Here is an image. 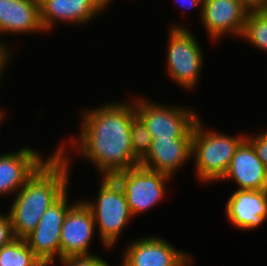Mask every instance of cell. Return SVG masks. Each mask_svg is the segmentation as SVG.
I'll list each match as a JSON object with an SVG mask.
<instances>
[{"mask_svg": "<svg viewBox=\"0 0 267 266\" xmlns=\"http://www.w3.org/2000/svg\"><path fill=\"white\" fill-rule=\"evenodd\" d=\"M65 144L28 179L16 193L9 214L15 238L24 239L38 225L48 207L66 191L69 182V158Z\"/></svg>", "mask_w": 267, "mask_h": 266, "instance_id": "7a4b0ae2", "label": "cell"}, {"mask_svg": "<svg viewBox=\"0 0 267 266\" xmlns=\"http://www.w3.org/2000/svg\"><path fill=\"white\" fill-rule=\"evenodd\" d=\"M96 226L91 209L84 201L75 202L68 210L61 229V259L75 255H90L89 247Z\"/></svg>", "mask_w": 267, "mask_h": 266, "instance_id": "30bf717a", "label": "cell"}, {"mask_svg": "<svg viewBox=\"0 0 267 266\" xmlns=\"http://www.w3.org/2000/svg\"><path fill=\"white\" fill-rule=\"evenodd\" d=\"M113 178L122 187L133 217L158 204L166 194V183L171 180L166 174L140 165L121 171Z\"/></svg>", "mask_w": 267, "mask_h": 266, "instance_id": "52a82bcc", "label": "cell"}, {"mask_svg": "<svg viewBox=\"0 0 267 266\" xmlns=\"http://www.w3.org/2000/svg\"><path fill=\"white\" fill-rule=\"evenodd\" d=\"M121 266H190L192 258L160 237L132 240Z\"/></svg>", "mask_w": 267, "mask_h": 266, "instance_id": "9c48e42d", "label": "cell"}, {"mask_svg": "<svg viewBox=\"0 0 267 266\" xmlns=\"http://www.w3.org/2000/svg\"><path fill=\"white\" fill-rule=\"evenodd\" d=\"M234 179L238 190L267 189V168L245 139L236 149L223 180Z\"/></svg>", "mask_w": 267, "mask_h": 266, "instance_id": "9a60e30c", "label": "cell"}, {"mask_svg": "<svg viewBox=\"0 0 267 266\" xmlns=\"http://www.w3.org/2000/svg\"><path fill=\"white\" fill-rule=\"evenodd\" d=\"M102 178L97 203L84 202L92 211L102 244L109 249L117 243L120 233L133 216L119 183L113 177Z\"/></svg>", "mask_w": 267, "mask_h": 266, "instance_id": "277c9868", "label": "cell"}, {"mask_svg": "<svg viewBox=\"0 0 267 266\" xmlns=\"http://www.w3.org/2000/svg\"><path fill=\"white\" fill-rule=\"evenodd\" d=\"M246 140L253 146L257 157L267 168V131L254 136L246 135Z\"/></svg>", "mask_w": 267, "mask_h": 266, "instance_id": "7402d4cb", "label": "cell"}, {"mask_svg": "<svg viewBox=\"0 0 267 266\" xmlns=\"http://www.w3.org/2000/svg\"><path fill=\"white\" fill-rule=\"evenodd\" d=\"M67 195L66 191L48 207L37 227L24 238L45 266L53 264L57 256L59 261L61 260V229L68 210L73 206L68 204Z\"/></svg>", "mask_w": 267, "mask_h": 266, "instance_id": "ba28073f", "label": "cell"}, {"mask_svg": "<svg viewBox=\"0 0 267 266\" xmlns=\"http://www.w3.org/2000/svg\"><path fill=\"white\" fill-rule=\"evenodd\" d=\"M3 113H4V110H0V122L2 121V117H3Z\"/></svg>", "mask_w": 267, "mask_h": 266, "instance_id": "83f0119b", "label": "cell"}, {"mask_svg": "<svg viewBox=\"0 0 267 266\" xmlns=\"http://www.w3.org/2000/svg\"><path fill=\"white\" fill-rule=\"evenodd\" d=\"M45 31L39 0H0V34Z\"/></svg>", "mask_w": 267, "mask_h": 266, "instance_id": "e0dca14e", "label": "cell"}, {"mask_svg": "<svg viewBox=\"0 0 267 266\" xmlns=\"http://www.w3.org/2000/svg\"><path fill=\"white\" fill-rule=\"evenodd\" d=\"M60 261L65 266H111L103 258L95 254L68 256Z\"/></svg>", "mask_w": 267, "mask_h": 266, "instance_id": "44dd1931", "label": "cell"}, {"mask_svg": "<svg viewBox=\"0 0 267 266\" xmlns=\"http://www.w3.org/2000/svg\"><path fill=\"white\" fill-rule=\"evenodd\" d=\"M9 50L10 49L7 47V45H5V43L3 44L2 42H0V75H2L4 68L7 67L6 63L10 61L9 59L11 52Z\"/></svg>", "mask_w": 267, "mask_h": 266, "instance_id": "d4e9b609", "label": "cell"}, {"mask_svg": "<svg viewBox=\"0 0 267 266\" xmlns=\"http://www.w3.org/2000/svg\"><path fill=\"white\" fill-rule=\"evenodd\" d=\"M0 266H45L29 248L25 239L15 238L0 248Z\"/></svg>", "mask_w": 267, "mask_h": 266, "instance_id": "ac0fdd59", "label": "cell"}, {"mask_svg": "<svg viewBox=\"0 0 267 266\" xmlns=\"http://www.w3.org/2000/svg\"><path fill=\"white\" fill-rule=\"evenodd\" d=\"M134 104L137 116L147 126L152 138L192 139L193 128L200 118L195 111L156 104L142 98Z\"/></svg>", "mask_w": 267, "mask_h": 266, "instance_id": "5b68a950", "label": "cell"}, {"mask_svg": "<svg viewBox=\"0 0 267 266\" xmlns=\"http://www.w3.org/2000/svg\"><path fill=\"white\" fill-rule=\"evenodd\" d=\"M15 239L10 214H0V248Z\"/></svg>", "mask_w": 267, "mask_h": 266, "instance_id": "603a6c76", "label": "cell"}, {"mask_svg": "<svg viewBox=\"0 0 267 266\" xmlns=\"http://www.w3.org/2000/svg\"><path fill=\"white\" fill-rule=\"evenodd\" d=\"M249 12L267 11V0H241Z\"/></svg>", "mask_w": 267, "mask_h": 266, "instance_id": "cb8c5ba5", "label": "cell"}, {"mask_svg": "<svg viewBox=\"0 0 267 266\" xmlns=\"http://www.w3.org/2000/svg\"><path fill=\"white\" fill-rule=\"evenodd\" d=\"M111 1H113V0H101V2H102L104 7H107L108 4H110Z\"/></svg>", "mask_w": 267, "mask_h": 266, "instance_id": "4316f807", "label": "cell"}, {"mask_svg": "<svg viewBox=\"0 0 267 266\" xmlns=\"http://www.w3.org/2000/svg\"><path fill=\"white\" fill-rule=\"evenodd\" d=\"M248 13L241 0H203L199 14L210 39L217 40L228 33L241 37Z\"/></svg>", "mask_w": 267, "mask_h": 266, "instance_id": "8fae6325", "label": "cell"}, {"mask_svg": "<svg viewBox=\"0 0 267 266\" xmlns=\"http://www.w3.org/2000/svg\"><path fill=\"white\" fill-rule=\"evenodd\" d=\"M79 139L72 144L94 164L103 177L139 165L131 148V122L137 116L134 102L116 103L85 111ZM76 141V142H75Z\"/></svg>", "mask_w": 267, "mask_h": 266, "instance_id": "6da1fadb", "label": "cell"}, {"mask_svg": "<svg viewBox=\"0 0 267 266\" xmlns=\"http://www.w3.org/2000/svg\"><path fill=\"white\" fill-rule=\"evenodd\" d=\"M245 139L246 135L232 137L205 129L199 118L193 128L191 153L196 161L198 180L206 183L222 180L236 149Z\"/></svg>", "mask_w": 267, "mask_h": 266, "instance_id": "3957f363", "label": "cell"}, {"mask_svg": "<svg viewBox=\"0 0 267 266\" xmlns=\"http://www.w3.org/2000/svg\"><path fill=\"white\" fill-rule=\"evenodd\" d=\"M130 134L133 156L141 162L150 151L153 141L152 135L138 116L131 122Z\"/></svg>", "mask_w": 267, "mask_h": 266, "instance_id": "ffe728a7", "label": "cell"}, {"mask_svg": "<svg viewBox=\"0 0 267 266\" xmlns=\"http://www.w3.org/2000/svg\"><path fill=\"white\" fill-rule=\"evenodd\" d=\"M178 3H180L182 5V7L186 8V9H191L197 6V8L202 7L203 4V0H178Z\"/></svg>", "mask_w": 267, "mask_h": 266, "instance_id": "484cf974", "label": "cell"}, {"mask_svg": "<svg viewBox=\"0 0 267 266\" xmlns=\"http://www.w3.org/2000/svg\"><path fill=\"white\" fill-rule=\"evenodd\" d=\"M241 37L256 48L267 51V11L249 12Z\"/></svg>", "mask_w": 267, "mask_h": 266, "instance_id": "d6986e66", "label": "cell"}, {"mask_svg": "<svg viewBox=\"0 0 267 266\" xmlns=\"http://www.w3.org/2000/svg\"><path fill=\"white\" fill-rule=\"evenodd\" d=\"M192 139L153 138L150 151L140 166L172 176L191 159Z\"/></svg>", "mask_w": 267, "mask_h": 266, "instance_id": "2e32d148", "label": "cell"}, {"mask_svg": "<svg viewBox=\"0 0 267 266\" xmlns=\"http://www.w3.org/2000/svg\"><path fill=\"white\" fill-rule=\"evenodd\" d=\"M185 27L173 25L169 32L167 71L185 89L196 87L203 66L199 43Z\"/></svg>", "mask_w": 267, "mask_h": 266, "instance_id": "8992f818", "label": "cell"}, {"mask_svg": "<svg viewBox=\"0 0 267 266\" xmlns=\"http://www.w3.org/2000/svg\"><path fill=\"white\" fill-rule=\"evenodd\" d=\"M225 208L234 227L243 230L257 228L267 219V189L236 190Z\"/></svg>", "mask_w": 267, "mask_h": 266, "instance_id": "5bb4252c", "label": "cell"}, {"mask_svg": "<svg viewBox=\"0 0 267 266\" xmlns=\"http://www.w3.org/2000/svg\"><path fill=\"white\" fill-rule=\"evenodd\" d=\"M45 161L28 147L0 155V196L17 193Z\"/></svg>", "mask_w": 267, "mask_h": 266, "instance_id": "4fadbf2b", "label": "cell"}, {"mask_svg": "<svg viewBox=\"0 0 267 266\" xmlns=\"http://www.w3.org/2000/svg\"><path fill=\"white\" fill-rule=\"evenodd\" d=\"M40 18L46 31L58 22L88 24L105 9L101 0H39ZM93 18V19H92Z\"/></svg>", "mask_w": 267, "mask_h": 266, "instance_id": "7c38bea8", "label": "cell"}]
</instances>
